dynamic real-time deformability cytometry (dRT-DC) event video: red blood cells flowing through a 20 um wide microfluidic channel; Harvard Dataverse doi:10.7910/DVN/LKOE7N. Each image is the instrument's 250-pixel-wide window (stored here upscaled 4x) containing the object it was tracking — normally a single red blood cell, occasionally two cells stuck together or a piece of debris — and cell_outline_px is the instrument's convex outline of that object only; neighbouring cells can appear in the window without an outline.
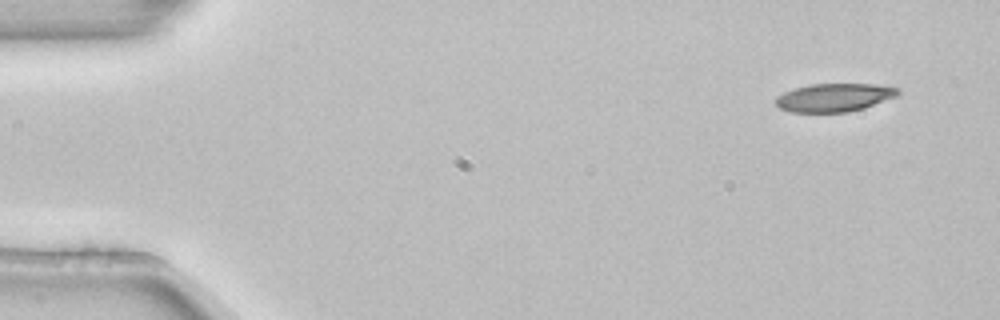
{"species": "common noctule bat (a hibernating species)", "species_latin": "Nyctalus noctula", "temperature_condition": "room temperature", "stored_images_in_passage": 4, "camera_frame_rate_fps": 3000, "um_per_image_px": 0.085, "animal": {"sex": "female", "body_mass_g": 22.7, "forearm_length_mm": 54.2}, "frame": {"image": 1, "passage_image": 1, "time_ms": 0.0, "image_size_px": [1000, 320], "cell_outline_px": [[900, 92], [896, 96], [864, 108], [848, 112], [788, 112], [780, 108], [776, 104], [776, 96], [784, 92], [796, 88], [812, 84], [876, 84], [900, 88]], "centroid_in_image_um": [70.91, 8.29], "position_along_channel_um": 14.1, "area_um2": 20.06}}
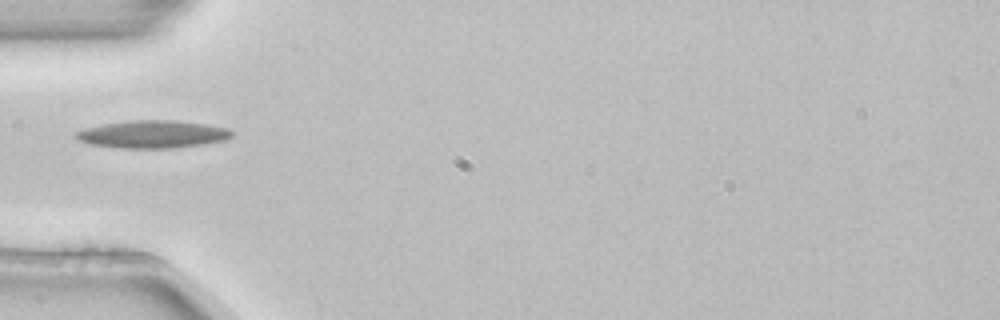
{"frame": {"image": 2, "passage_image": 4, "time_ms": 1.0, "image_size_px": [1000, 320], "cell_outline_px": [[232, 136], [224, 140], [204, 144], [172, 148], [120, 148], [92, 144], [80, 140], [72, 136], [76, 132], [84, 128], [104, 124], [128, 120], [172, 120], [204, 124], [228, 128], [232, 132]], "centroid_in_image_um": [12.95, 11.41], "position_along_channel_um": 72.0, "area_um2": 24.97}}